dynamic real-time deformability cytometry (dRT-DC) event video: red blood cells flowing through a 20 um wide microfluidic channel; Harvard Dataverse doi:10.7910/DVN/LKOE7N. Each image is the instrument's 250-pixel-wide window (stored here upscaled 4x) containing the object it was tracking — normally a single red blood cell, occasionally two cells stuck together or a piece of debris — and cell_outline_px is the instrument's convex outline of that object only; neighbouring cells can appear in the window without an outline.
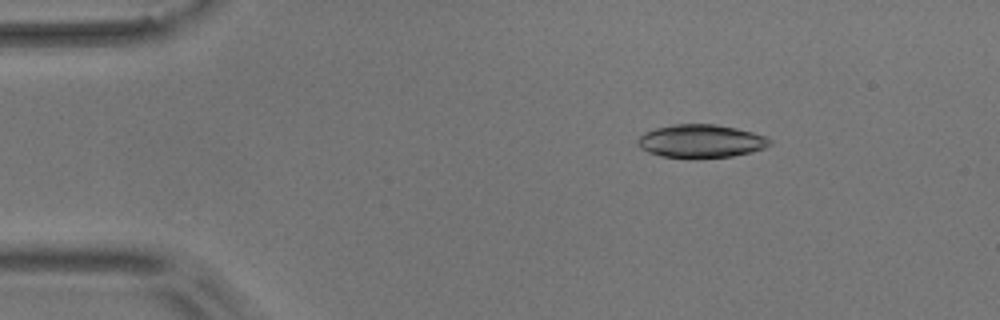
{"species": "common noctule bat (a hibernating species)", "species_latin": "Nyctalus noctula", "temperature_condition": "room temperature", "stored_images_in_passage": 4, "camera_frame_rate_fps": 3000, "um_per_image_px": 0.085, "animal": {"sex": "male", "body_mass_g": 17.9}, "frame": {"image": 1, "passage_image": 2, "time_ms": 2.0, "image_size_px": [1000, 320], "cell_outline_px": [[772, 144], [764, 148], [752, 152], [732, 156], [660, 156], [648, 152], [640, 148], [636, 144], [636, 140], [644, 132], [656, 128], [672, 124], [716, 124], [736, 128], [752, 132], [764, 136], [772, 140]], "centroid_in_image_um": [59.57, 11.97], "position_along_channel_um": 25.4, "area_um2": 25.14}}